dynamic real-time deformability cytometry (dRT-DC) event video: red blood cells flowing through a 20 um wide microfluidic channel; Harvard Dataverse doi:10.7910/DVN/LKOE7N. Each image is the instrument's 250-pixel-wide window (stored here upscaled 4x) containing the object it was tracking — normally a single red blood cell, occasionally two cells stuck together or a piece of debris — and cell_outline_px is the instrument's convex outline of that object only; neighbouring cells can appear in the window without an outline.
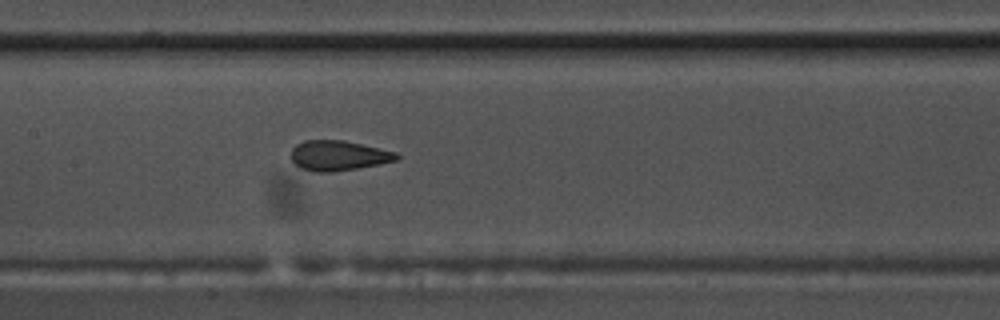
{"species": "common noctule bat (a hibernating species)", "species_latin": "Nyctalus noctula", "temperature_condition": "warm", "stored_images_in_passage": 35, "camera_frame_rate_fps": 3000, "um_per_image_px": 0.085, "animal": {"sex": "male", "body_mass_g": 17.5, "forearm_length_mm": 52.3}, "frame": {"image": 1, "passage_image": 11, "time_ms": 3.333, "image_size_px": [1000, 320], "cell_outline_px": [[400, 160], [360, 168], [332, 172], [312, 172], [300, 168], [292, 160], [292, 148], [296, 144], [304, 140], [344, 140], [396, 152], [400, 156]], "centroid_in_image_um": [28.78, 13.23], "position_along_channel_um": 178.6, "area_um2": 18.67}}
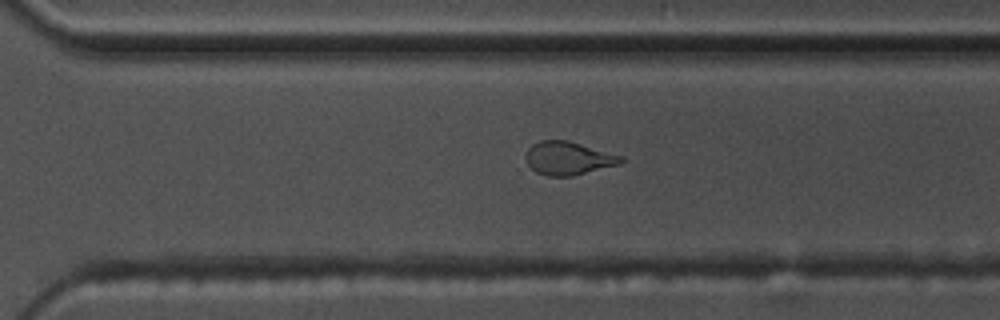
{"frame": {"image": 2, "passage_image": 23, "time_ms": 7.333, "image_size_px": [1000, 320], "cell_outline_px": [[628, 160], [620, 164], [572, 176], [548, 176], [536, 172], [528, 164], [524, 156], [528, 148], [532, 144], [540, 140], [568, 140], [624, 156]], "centroid_in_image_um": [48.33, 13.44], "position_along_channel_um": 322.3, "area_um2": 18.67}}
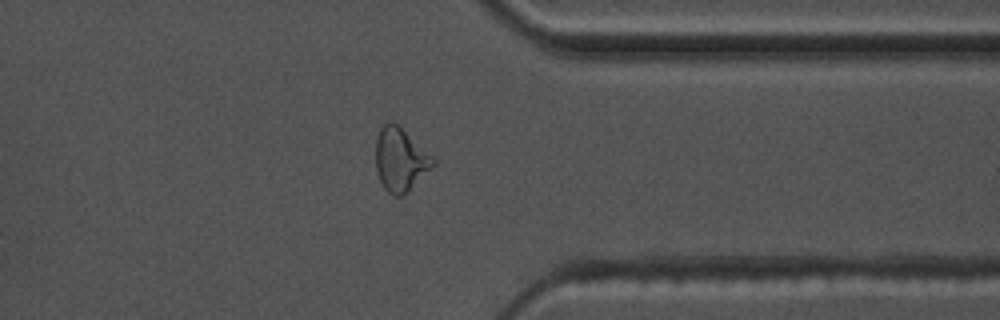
{"frame": {"image": 3, "passage_image": 28, "time_ms": 9.0, "image_size_px": [1000, 320], "cell_outline_px": [[436, 164], [432, 168], [400, 196], [396, 196], [388, 192], [384, 188], [380, 180], [376, 168], [376, 140], [380, 128], [388, 120], [392, 120], [432, 156], [436, 160]], "centroid_in_image_um": [34.01, 13.54], "position_along_channel_um": 377.4, "area_um2": 20.63}, "authors_computed_cell_mechanics": {"area_um2": 18.7272, "velocity_mm_per_s": 3.6031, "shape_relaxation_time_tau1_ms": 8.2325, "shape_relaxation_time_tau2_ms": 1.0404, "deformation_change_tau1": 0.1756, "deformation_change_tau2": 0.069}}